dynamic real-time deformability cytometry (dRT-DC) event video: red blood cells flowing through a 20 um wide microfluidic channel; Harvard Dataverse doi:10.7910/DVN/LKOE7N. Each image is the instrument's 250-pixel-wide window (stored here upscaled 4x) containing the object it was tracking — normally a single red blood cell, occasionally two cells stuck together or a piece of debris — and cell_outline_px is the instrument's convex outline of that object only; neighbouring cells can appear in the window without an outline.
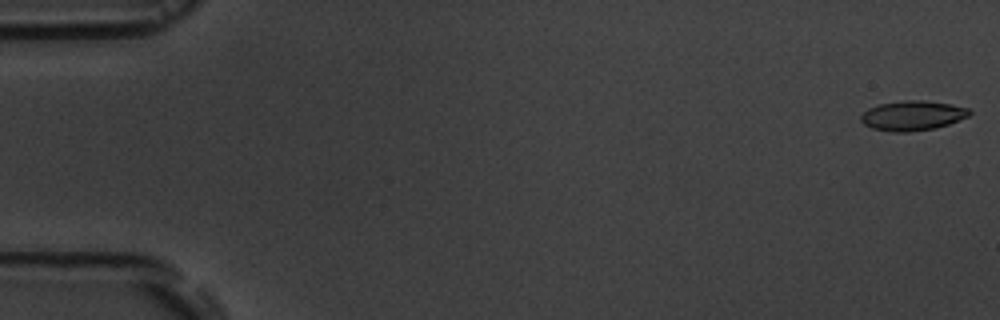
{"species": "common noctule bat (a hibernating species)", "species_latin": "Nyctalus noctula", "temperature_condition": "room temperature", "stored_images_in_passage": 56, "camera_frame_rate_fps": 3000, "um_per_image_px": 0.085, "animal": {"sex": "male", "body_mass_g": 19.5, "forearm_length_mm": 54.6}, "frame": {"image": 1, "passage_image": 1, "time_ms": 0.0, "image_size_px": [1000, 320], "cell_outline_px": [[972, 112], [968, 116], [948, 124], [936, 128], [908, 132], [892, 132], [872, 128], [864, 124], [860, 120], [860, 116], [868, 108], [880, 104], [904, 100], [924, 100], [948, 104], [968, 108]], "centroid_in_image_um": [77.54, 9.83], "position_along_channel_um": 7.5, "area_um2": 18.73}}
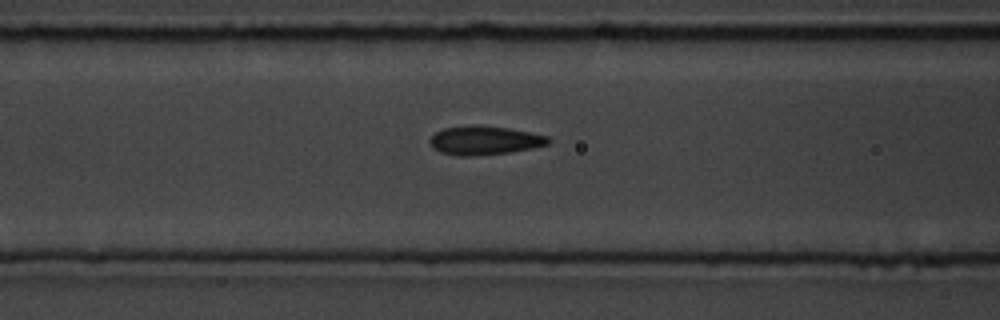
{"frame": {"image": 2, "passage_image": 23, "time_ms": 7.333, "image_size_px": [1000, 320], "cell_outline_px": [[552, 140], [548, 144], [532, 148], [508, 152], [472, 156], [456, 156], [440, 152], [432, 148], [428, 140], [436, 132], [444, 128], [480, 124], [508, 128], [548, 136]], "centroid_in_image_um": [41.16, 11.93], "position_along_channel_um": 125.4, "area_um2": 19.94}}
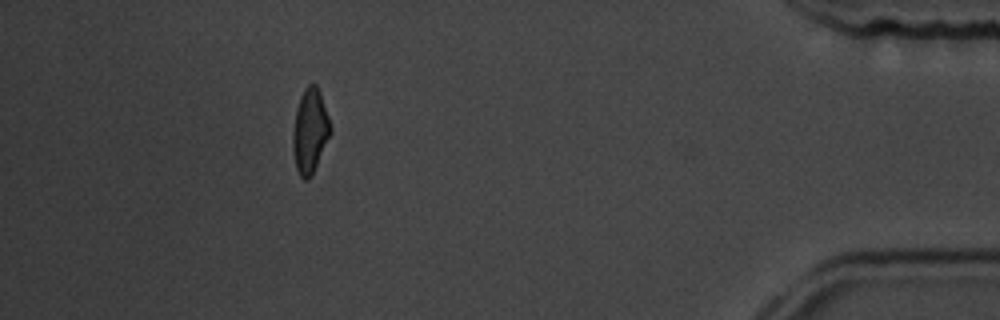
{"frame": {"image": 3, "passage_image": 51, "time_ms": 16.667, "image_size_px": [1000, 320], "cell_outline_px": [[332, 132], [312, 176], [308, 180], [304, 180], [300, 176], [296, 168], [292, 148], [292, 132], [296, 108], [300, 96], [304, 88], [308, 84], [316, 84], [320, 92], [332, 128]], "centroid_in_image_um": [26.34, 11.15], "position_along_channel_um": 408.9, "area_um2": 18.79}, "authors_computed_cell_mechanics": {"area_um2": 18.8428, "velocity_mm_per_s": 3.624, "shape_relaxation_time_tau1_ms": 2.7415, "shape_relaxation_time_tau2_ms": 1.6787, "deformation_change_tau1": 0.1199, "deformation_change_tau2": 0.0949}}